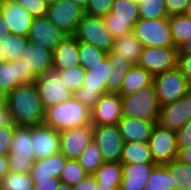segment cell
I'll return each instance as SVG.
<instances>
[{
	"mask_svg": "<svg viewBox=\"0 0 191 190\" xmlns=\"http://www.w3.org/2000/svg\"><path fill=\"white\" fill-rule=\"evenodd\" d=\"M93 176L97 183L113 188H120L122 164L120 162H104Z\"/></svg>",
	"mask_w": 191,
	"mask_h": 190,
	"instance_id": "30",
	"label": "cell"
},
{
	"mask_svg": "<svg viewBox=\"0 0 191 190\" xmlns=\"http://www.w3.org/2000/svg\"><path fill=\"white\" fill-rule=\"evenodd\" d=\"M31 126H15L10 142V153L7 155L10 172L28 173L34 164L32 150Z\"/></svg>",
	"mask_w": 191,
	"mask_h": 190,
	"instance_id": "5",
	"label": "cell"
},
{
	"mask_svg": "<svg viewBox=\"0 0 191 190\" xmlns=\"http://www.w3.org/2000/svg\"><path fill=\"white\" fill-rule=\"evenodd\" d=\"M153 86L160 106L178 101L191 90L178 68L153 76Z\"/></svg>",
	"mask_w": 191,
	"mask_h": 190,
	"instance_id": "8",
	"label": "cell"
},
{
	"mask_svg": "<svg viewBox=\"0 0 191 190\" xmlns=\"http://www.w3.org/2000/svg\"><path fill=\"white\" fill-rule=\"evenodd\" d=\"M110 60V67L116 70H129L133 66L127 59L119 54H107Z\"/></svg>",
	"mask_w": 191,
	"mask_h": 190,
	"instance_id": "48",
	"label": "cell"
},
{
	"mask_svg": "<svg viewBox=\"0 0 191 190\" xmlns=\"http://www.w3.org/2000/svg\"><path fill=\"white\" fill-rule=\"evenodd\" d=\"M2 3H13L16 2L17 0H0Z\"/></svg>",
	"mask_w": 191,
	"mask_h": 190,
	"instance_id": "60",
	"label": "cell"
},
{
	"mask_svg": "<svg viewBox=\"0 0 191 190\" xmlns=\"http://www.w3.org/2000/svg\"><path fill=\"white\" fill-rule=\"evenodd\" d=\"M2 2L0 1V16H1Z\"/></svg>",
	"mask_w": 191,
	"mask_h": 190,
	"instance_id": "64",
	"label": "cell"
},
{
	"mask_svg": "<svg viewBox=\"0 0 191 190\" xmlns=\"http://www.w3.org/2000/svg\"><path fill=\"white\" fill-rule=\"evenodd\" d=\"M113 70L108 56L90 66L85 70L83 85L74 92V97L91 110L101 95L107 93V82L112 79Z\"/></svg>",
	"mask_w": 191,
	"mask_h": 190,
	"instance_id": "3",
	"label": "cell"
},
{
	"mask_svg": "<svg viewBox=\"0 0 191 190\" xmlns=\"http://www.w3.org/2000/svg\"><path fill=\"white\" fill-rule=\"evenodd\" d=\"M142 49V44L135 37L133 32H130L122 37L115 38L113 49L107 54H119L127 59L132 65H137L139 63Z\"/></svg>",
	"mask_w": 191,
	"mask_h": 190,
	"instance_id": "28",
	"label": "cell"
},
{
	"mask_svg": "<svg viewBox=\"0 0 191 190\" xmlns=\"http://www.w3.org/2000/svg\"><path fill=\"white\" fill-rule=\"evenodd\" d=\"M21 60L38 77L45 74L53 66V52L28 42Z\"/></svg>",
	"mask_w": 191,
	"mask_h": 190,
	"instance_id": "26",
	"label": "cell"
},
{
	"mask_svg": "<svg viewBox=\"0 0 191 190\" xmlns=\"http://www.w3.org/2000/svg\"><path fill=\"white\" fill-rule=\"evenodd\" d=\"M29 42L27 37H22L15 34H9L1 43L2 58L6 62L19 61L25 52V46Z\"/></svg>",
	"mask_w": 191,
	"mask_h": 190,
	"instance_id": "32",
	"label": "cell"
},
{
	"mask_svg": "<svg viewBox=\"0 0 191 190\" xmlns=\"http://www.w3.org/2000/svg\"><path fill=\"white\" fill-rule=\"evenodd\" d=\"M59 182V179L49 178L48 180L34 184L33 190H57Z\"/></svg>",
	"mask_w": 191,
	"mask_h": 190,
	"instance_id": "51",
	"label": "cell"
},
{
	"mask_svg": "<svg viewBox=\"0 0 191 190\" xmlns=\"http://www.w3.org/2000/svg\"><path fill=\"white\" fill-rule=\"evenodd\" d=\"M72 2L80 5L82 8H85L88 0H71Z\"/></svg>",
	"mask_w": 191,
	"mask_h": 190,
	"instance_id": "58",
	"label": "cell"
},
{
	"mask_svg": "<svg viewBox=\"0 0 191 190\" xmlns=\"http://www.w3.org/2000/svg\"><path fill=\"white\" fill-rule=\"evenodd\" d=\"M66 162L67 159L60 152L47 158L35 160L29 171L30 177L34 184L49 178L59 179Z\"/></svg>",
	"mask_w": 191,
	"mask_h": 190,
	"instance_id": "23",
	"label": "cell"
},
{
	"mask_svg": "<svg viewBox=\"0 0 191 190\" xmlns=\"http://www.w3.org/2000/svg\"><path fill=\"white\" fill-rule=\"evenodd\" d=\"M84 14V8L71 0H56L48 5L45 17L66 35H73Z\"/></svg>",
	"mask_w": 191,
	"mask_h": 190,
	"instance_id": "11",
	"label": "cell"
},
{
	"mask_svg": "<svg viewBox=\"0 0 191 190\" xmlns=\"http://www.w3.org/2000/svg\"><path fill=\"white\" fill-rule=\"evenodd\" d=\"M59 152L67 160H77L80 154L93 141V125L88 124L59 132Z\"/></svg>",
	"mask_w": 191,
	"mask_h": 190,
	"instance_id": "16",
	"label": "cell"
},
{
	"mask_svg": "<svg viewBox=\"0 0 191 190\" xmlns=\"http://www.w3.org/2000/svg\"><path fill=\"white\" fill-rule=\"evenodd\" d=\"M114 0H88L84 13L89 16L103 18L112 10Z\"/></svg>",
	"mask_w": 191,
	"mask_h": 190,
	"instance_id": "41",
	"label": "cell"
},
{
	"mask_svg": "<svg viewBox=\"0 0 191 190\" xmlns=\"http://www.w3.org/2000/svg\"><path fill=\"white\" fill-rule=\"evenodd\" d=\"M34 182L28 173L8 172L0 180V190H33Z\"/></svg>",
	"mask_w": 191,
	"mask_h": 190,
	"instance_id": "36",
	"label": "cell"
},
{
	"mask_svg": "<svg viewBox=\"0 0 191 190\" xmlns=\"http://www.w3.org/2000/svg\"><path fill=\"white\" fill-rule=\"evenodd\" d=\"M78 55L80 66L87 70L90 66L95 65L104 59L107 56V53L97 49L89 43L78 42Z\"/></svg>",
	"mask_w": 191,
	"mask_h": 190,
	"instance_id": "38",
	"label": "cell"
},
{
	"mask_svg": "<svg viewBox=\"0 0 191 190\" xmlns=\"http://www.w3.org/2000/svg\"><path fill=\"white\" fill-rule=\"evenodd\" d=\"M57 190H72V186H69L66 183L59 182Z\"/></svg>",
	"mask_w": 191,
	"mask_h": 190,
	"instance_id": "57",
	"label": "cell"
},
{
	"mask_svg": "<svg viewBox=\"0 0 191 190\" xmlns=\"http://www.w3.org/2000/svg\"><path fill=\"white\" fill-rule=\"evenodd\" d=\"M36 79L37 76L26 67L22 60L0 62V96L2 98L16 87L34 83Z\"/></svg>",
	"mask_w": 191,
	"mask_h": 190,
	"instance_id": "17",
	"label": "cell"
},
{
	"mask_svg": "<svg viewBox=\"0 0 191 190\" xmlns=\"http://www.w3.org/2000/svg\"><path fill=\"white\" fill-rule=\"evenodd\" d=\"M144 190H176L173 175L165 165H156L146 181Z\"/></svg>",
	"mask_w": 191,
	"mask_h": 190,
	"instance_id": "33",
	"label": "cell"
},
{
	"mask_svg": "<svg viewBox=\"0 0 191 190\" xmlns=\"http://www.w3.org/2000/svg\"><path fill=\"white\" fill-rule=\"evenodd\" d=\"M144 47H175L168 18L139 19L132 30Z\"/></svg>",
	"mask_w": 191,
	"mask_h": 190,
	"instance_id": "7",
	"label": "cell"
},
{
	"mask_svg": "<svg viewBox=\"0 0 191 190\" xmlns=\"http://www.w3.org/2000/svg\"><path fill=\"white\" fill-rule=\"evenodd\" d=\"M73 36L78 42H85L93 45L106 53L113 49L114 36L105 26L102 18L84 14L77 25Z\"/></svg>",
	"mask_w": 191,
	"mask_h": 190,
	"instance_id": "6",
	"label": "cell"
},
{
	"mask_svg": "<svg viewBox=\"0 0 191 190\" xmlns=\"http://www.w3.org/2000/svg\"><path fill=\"white\" fill-rule=\"evenodd\" d=\"M15 126L0 128V156H7L10 153V142L13 138Z\"/></svg>",
	"mask_w": 191,
	"mask_h": 190,
	"instance_id": "43",
	"label": "cell"
},
{
	"mask_svg": "<svg viewBox=\"0 0 191 190\" xmlns=\"http://www.w3.org/2000/svg\"><path fill=\"white\" fill-rule=\"evenodd\" d=\"M191 120V90L176 102L160 106L157 124L177 132Z\"/></svg>",
	"mask_w": 191,
	"mask_h": 190,
	"instance_id": "15",
	"label": "cell"
},
{
	"mask_svg": "<svg viewBox=\"0 0 191 190\" xmlns=\"http://www.w3.org/2000/svg\"><path fill=\"white\" fill-rule=\"evenodd\" d=\"M33 16L18 2L2 3L1 20L10 29V34L27 37Z\"/></svg>",
	"mask_w": 191,
	"mask_h": 190,
	"instance_id": "21",
	"label": "cell"
},
{
	"mask_svg": "<svg viewBox=\"0 0 191 190\" xmlns=\"http://www.w3.org/2000/svg\"><path fill=\"white\" fill-rule=\"evenodd\" d=\"M3 99L15 126H36L43 123L45 109L35 83L20 85L8 92Z\"/></svg>",
	"mask_w": 191,
	"mask_h": 190,
	"instance_id": "1",
	"label": "cell"
},
{
	"mask_svg": "<svg viewBox=\"0 0 191 190\" xmlns=\"http://www.w3.org/2000/svg\"><path fill=\"white\" fill-rule=\"evenodd\" d=\"M188 18L191 19V0L189 1L185 13H184Z\"/></svg>",
	"mask_w": 191,
	"mask_h": 190,
	"instance_id": "59",
	"label": "cell"
},
{
	"mask_svg": "<svg viewBox=\"0 0 191 190\" xmlns=\"http://www.w3.org/2000/svg\"><path fill=\"white\" fill-rule=\"evenodd\" d=\"M122 117V99L117 93L102 94L91 109L93 126L117 125Z\"/></svg>",
	"mask_w": 191,
	"mask_h": 190,
	"instance_id": "18",
	"label": "cell"
},
{
	"mask_svg": "<svg viewBox=\"0 0 191 190\" xmlns=\"http://www.w3.org/2000/svg\"><path fill=\"white\" fill-rule=\"evenodd\" d=\"M33 17H44L48 9V4L44 0H17Z\"/></svg>",
	"mask_w": 191,
	"mask_h": 190,
	"instance_id": "42",
	"label": "cell"
},
{
	"mask_svg": "<svg viewBox=\"0 0 191 190\" xmlns=\"http://www.w3.org/2000/svg\"><path fill=\"white\" fill-rule=\"evenodd\" d=\"M15 126L11 119L7 104L3 98L0 99V128Z\"/></svg>",
	"mask_w": 191,
	"mask_h": 190,
	"instance_id": "49",
	"label": "cell"
},
{
	"mask_svg": "<svg viewBox=\"0 0 191 190\" xmlns=\"http://www.w3.org/2000/svg\"><path fill=\"white\" fill-rule=\"evenodd\" d=\"M10 34V29L5 23H2L1 16H0V43H2L6 37Z\"/></svg>",
	"mask_w": 191,
	"mask_h": 190,
	"instance_id": "54",
	"label": "cell"
},
{
	"mask_svg": "<svg viewBox=\"0 0 191 190\" xmlns=\"http://www.w3.org/2000/svg\"><path fill=\"white\" fill-rule=\"evenodd\" d=\"M171 175L176 190H191V165L177 159L165 164Z\"/></svg>",
	"mask_w": 191,
	"mask_h": 190,
	"instance_id": "34",
	"label": "cell"
},
{
	"mask_svg": "<svg viewBox=\"0 0 191 190\" xmlns=\"http://www.w3.org/2000/svg\"><path fill=\"white\" fill-rule=\"evenodd\" d=\"M168 16L184 14L190 0H164Z\"/></svg>",
	"mask_w": 191,
	"mask_h": 190,
	"instance_id": "46",
	"label": "cell"
},
{
	"mask_svg": "<svg viewBox=\"0 0 191 190\" xmlns=\"http://www.w3.org/2000/svg\"><path fill=\"white\" fill-rule=\"evenodd\" d=\"M93 140L104 162H121L125 142L117 125L93 126Z\"/></svg>",
	"mask_w": 191,
	"mask_h": 190,
	"instance_id": "14",
	"label": "cell"
},
{
	"mask_svg": "<svg viewBox=\"0 0 191 190\" xmlns=\"http://www.w3.org/2000/svg\"><path fill=\"white\" fill-rule=\"evenodd\" d=\"M65 35V33L44 16L33 17L27 38L29 42L54 52L56 46Z\"/></svg>",
	"mask_w": 191,
	"mask_h": 190,
	"instance_id": "19",
	"label": "cell"
},
{
	"mask_svg": "<svg viewBox=\"0 0 191 190\" xmlns=\"http://www.w3.org/2000/svg\"><path fill=\"white\" fill-rule=\"evenodd\" d=\"M177 148L191 147V120L186 122L177 132Z\"/></svg>",
	"mask_w": 191,
	"mask_h": 190,
	"instance_id": "44",
	"label": "cell"
},
{
	"mask_svg": "<svg viewBox=\"0 0 191 190\" xmlns=\"http://www.w3.org/2000/svg\"><path fill=\"white\" fill-rule=\"evenodd\" d=\"M80 65L78 40L73 35H65L53 52L55 70H65Z\"/></svg>",
	"mask_w": 191,
	"mask_h": 190,
	"instance_id": "25",
	"label": "cell"
},
{
	"mask_svg": "<svg viewBox=\"0 0 191 190\" xmlns=\"http://www.w3.org/2000/svg\"><path fill=\"white\" fill-rule=\"evenodd\" d=\"M78 163L82 168L90 175H93L97 169L104 163L101 152L94 142V140L88 145V147L77 158Z\"/></svg>",
	"mask_w": 191,
	"mask_h": 190,
	"instance_id": "35",
	"label": "cell"
},
{
	"mask_svg": "<svg viewBox=\"0 0 191 190\" xmlns=\"http://www.w3.org/2000/svg\"><path fill=\"white\" fill-rule=\"evenodd\" d=\"M140 19L168 18L164 0H142L138 5Z\"/></svg>",
	"mask_w": 191,
	"mask_h": 190,
	"instance_id": "37",
	"label": "cell"
},
{
	"mask_svg": "<svg viewBox=\"0 0 191 190\" xmlns=\"http://www.w3.org/2000/svg\"><path fill=\"white\" fill-rule=\"evenodd\" d=\"M32 150L35 159L47 158L59 153L60 134L53 128L40 124L31 126Z\"/></svg>",
	"mask_w": 191,
	"mask_h": 190,
	"instance_id": "20",
	"label": "cell"
},
{
	"mask_svg": "<svg viewBox=\"0 0 191 190\" xmlns=\"http://www.w3.org/2000/svg\"><path fill=\"white\" fill-rule=\"evenodd\" d=\"M43 124L57 132L91 124V110L75 97L45 109Z\"/></svg>",
	"mask_w": 191,
	"mask_h": 190,
	"instance_id": "2",
	"label": "cell"
},
{
	"mask_svg": "<svg viewBox=\"0 0 191 190\" xmlns=\"http://www.w3.org/2000/svg\"><path fill=\"white\" fill-rule=\"evenodd\" d=\"M177 68L191 84V54H178Z\"/></svg>",
	"mask_w": 191,
	"mask_h": 190,
	"instance_id": "47",
	"label": "cell"
},
{
	"mask_svg": "<svg viewBox=\"0 0 191 190\" xmlns=\"http://www.w3.org/2000/svg\"><path fill=\"white\" fill-rule=\"evenodd\" d=\"M10 172L9 161L7 156H0V180Z\"/></svg>",
	"mask_w": 191,
	"mask_h": 190,
	"instance_id": "53",
	"label": "cell"
},
{
	"mask_svg": "<svg viewBox=\"0 0 191 190\" xmlns=\"http://www.w3.org/2000/svg\"><path fill=\"white\" fill-rule=\"evenodd\" d=\"M129 70H113L112 79L107 82V93L119 94L122 81Z\"/></svg>",
	"mask_w": 191,
	"mask_h": 190,
	"instance_id": "45",
	"label": "cell"
},
{
	"mask_svg": "<svg viewBox=\"0 0 191 190\" xmlns=\"http://www.w3.org/2000/svg\"><path fill=\"white\" fill-rule=\"evenodd\" d=\"M156 165H165L177 158L176 132L155 124L148 141Z\"/></svg>",
	"mask_w": 191,
	"mask_h": 190,
	"instance_id": "13",
	"label": "cell"
},
{
	"mask_svg": "<svg viewBox=\"0 0 191 190\" xmlns=\"http://www.w3.org/2000/svg\"><path fill=\"white\" fill-rule=\"evenodd\" d=\"M156 123L157 121H145L122 117L118 122L117 127L125 143H147Z\"/></svg>",
	"mask_w": 191,
	"mask_h": 190,
	"instance_id": "22",
	"label": "cell"
},
{
	"mask_svg": "<svg viewBox=\"0 0 191 190\" xmlns=\"http://www.w3.org/2000/svg\"><path fill=\"white\" fill-rule=\"evenodd\" d=\"M178 161L191 165V147L178 148L177 158Z\"/></svg>",
	"mask_w": 191,
	"mask_h": 190,
	"instance_id": "52",
	"label": "cell"
},
{
	"mask_svg": "<svg viewBox=\"0 0 191 190\" xmlns=\"http://www.w3.org/2000/svg\"><path fill=\"white\" fill-rule=\"evenodd\" d=\"M121 99L123 117L157 121L160 105L153 84Z\"/></svg>",
	"mask_w": 191,
	"mask_h": 190,
	"instance_id": "4",
	"label": "cell"
},
{
	"mask_svg": "<svg viewBox=\"0 0 191 190\" xmlns=\"http://www.w3.org/2000/svg\"><path fill=\"white\" fill-rule=\"evenodd\" d=\"M34 83L44 109L74 97V92L68 89L63 80L60 79L59 71L53 68L38 76Z\"/></svg>",
	"mask_w": 191,
	"mask_h": 190,
	"instance_id": "10",
	"label": "cell"
},
{
	"mask_svg": "<svg viewBox=\"0 0 191 190\" xmlns=\"http://www.w3.org/2000/svg\"><path fill=\"white\" fill-rule=\"evenodd\" d=\"M119 188H113L111 186H106V185H102L100 183H97V185H95V190H117Z\"/></svg>",
	"mask_w": 191,
	"mask_h": 190,
	"instance_id": "56",
	"label": "cell"
},
{
	"mask_svg": "<svg viewBox=\"0 0 191 190\" xmlns=\"http://www.w3.org/2000/svg\"><path fill=\"white\" fill-rule=\"evenodd\" d=\"M178 51V54H191V38L184 42Z\"/></svg>",
	"mask_w": 191,
	"mask_h": 190,
	"instance_id": "55",
	"label": "cell"
},
{
	"mask_svg": "<svg viewBox=\"0 0 191 190\" xmlns=\"http://www.w3.org/2000/svg\"><path fill=\"white\" fill-rule=\"evenodd\" d=\"M155 166V163L122 164V180L119 189L144 190L146 181Z\"/></svg>",
	"mask_w": 191,
	"mask_h": 190,
	"instance_id": "24",
	"label": "cell"
},
{
	"mask_svg": "<svg viewBox=\"0 0 191 190\" xmlns=\"http://www.w3.org/2000/svg\"><path fill=\"white\" fill-rule=\"evenodd\" d=\"M153 84V75L138 65H133L122 81L119 95L132 94Z\"/></svg>",
	"mask_w": 191,
	"mask_h": 190,
	"instance_id": "27",
	"label": "cell"
},
{
	"mask_svg": "<svg viewBox=\"0 0 191 190\" xmlns=\"http://www.w3.org/2000/svg\"><path fill=\"white\" fill-rule=\"evenodd\" d=\"M48 5L54 3L56 0H44Z\"/></svg>",
	"mask_w": 191,
	"mask_h": 190,
	"instance_id": "62",
	"label": "cell"
},
{
	"mask_svg": "<svg viewBox=\"0 0 191 190\" xmlns=\"http://www.w3.org/2000/svg\"><path fill=\"white\" fill-rule=\"evenodd\" d=\"M95 185H97V182L94 176L88 174L78 184L72 186V190H95Z\"/></svg>",
	"mask_w": 191,
	"mask_h": 190,
	"instance_id": "50",
	"label": "cell"
},
{
	"mask_svg": "<svg viewBox=\"0 0 191 190\" xmlns=\"http://www.w3.org/2000/svg\"><path fill=\"white\" fill-rule=\"evenodd\" d=\"M121 164H145L154 163L149 144L142 142H128L124 144L121 156Z\"/></svg>",
	"mask_w": 191,
	"mask_h": 190,
	"instance_id": "29",
	"label": "cell"
},
{
	"mask_svg": "<svg viewBox=\"0 0 191 190\" xmlns=\"http://www.w3.org/2000/svg\"><path fill=\"white\" fill-rule=\"evenodd\" d=\"M2 44L0 43V62H4V59L2 58V50H1Z\"/></svg>",
	"mask_w": 191,
	"mask_h": 190,
	"instance_id": "61",
	"label": "cell"
},
{
	"mask_svg": "<svg viewBox=\"0 0 191 190\" xmlns=\"http://www.w3.org/2000/svg\"><path fill=\"white\" fill-rule=\"evenodd\" d=\"M178 53L176 47H144L137 65L155 76L176 69Z\"/></svg>",
	"mask_w": 191,
	"mask_h": 190,
	"instance_id": "12",
	"label": "cell"
},
{
	"mask_svg": "<svg viewBox=\"0 0 191 190\" xmlns=\"http://www.w3.org/2000/svg\"><path fill=\"white\" fill-rule=\"evenodd\" d=\"M87 175L88 173L82 168L77 160H67L60 174L59 180L69 186H75Z\"/></svg>",
	"mask_w": 191,
	"mask_h": 190,
	"instance_id": "39",
	"label": "cell"
},
{
	"mask_svg": "<svg viewBox=\"0 0 191 190\" xmlns=\"http://www.w3.org/2000/svg\"><path fill=\"white\" fill-rule=\"evenodd\" d=\"M102 19L114 38L122 37L132 32L140 19L138 5L132 0H114L111 12Z\"/></svg>",
	"mask_w": 191,
	"mask_h": 190,
	"instance_id": "9",
	"label": "cell"
},
{
	"mask_svg": "<svg viewBox=\"0 0 191 190\" xmlns=\"http://www.w3.org/2000/svg\"><path fill=\"white\" fill-rule=\"evenodd\" d=\"M60 79L66 84V87L75 92L82 87L85 79V69L78 65L65 70H58Z\"/></svg>",
	"mask_w": 191,
	"mask_h": 190,
	"instance_id": "40",
	"label": "cell"
},
{
	"mask_svg": "<svg viewBox=\"0 0 191 190\" xmlns=\"http://www.w3.org/2000/svg\"><path fill=\"white\" fill-rule=\"evenodd\" d=\"M136 5H139L142 0H132Z\"/></svg>",
	"mask_w": 191,
	"mask_h": 190,
	"instance_id": "63",
	"label": "cell"
},
{
	"mask_svg": "<svg viewBox=\"0 0 191 190\" xmlns=\"http://www.w3.org/2000/svg\"><path fill=\"white\" fill-rule=\"evenodd\" d=\"M171 35L176 48L191 38V19L185 14L168 17Z\"/></svg>",
	"mask_w": 191,
	"mask_h": 190,
	"instance_id": "31",
	"label": "cell"
}]
</instances>
